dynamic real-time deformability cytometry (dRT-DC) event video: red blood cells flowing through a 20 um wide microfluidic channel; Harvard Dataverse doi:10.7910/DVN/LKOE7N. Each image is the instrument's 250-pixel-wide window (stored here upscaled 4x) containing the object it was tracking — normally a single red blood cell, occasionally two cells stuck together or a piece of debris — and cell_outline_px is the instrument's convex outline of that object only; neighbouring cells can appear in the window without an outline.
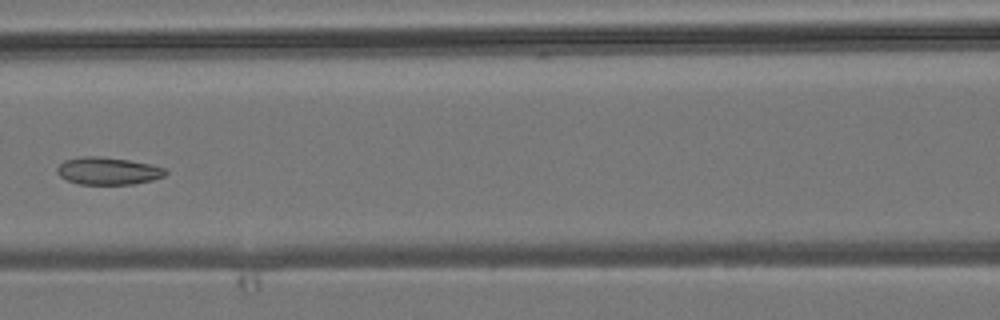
{"species": "common noctule bat (a hibernating species)", "species_latin": "Nyctalus noctula", "temperature_condition": "room temperature", "stored_images_in_passage": 5, "camera_frame_rate_fps": 3000, "um_per_image_px": 0.085, "animal": {"sex": "male", "body_mass_g": 19.2, "forearm_length_mm": 51.8}, "frame": {"image": 1, "passage_image": 4, "time_ms": 3.333, "image_size_px": [1000, 320], "cell_outline_px": [[168, 172], [164, 176], [152, 180], [132, 184], [80, 184], [68, 180], [60, 176], [56, 172], [56, 168], [64, 160], [80, 156], [96, 156], [128, 160], [152, 164], [164, 168]], "centroid_in_image_um": [9.17, 14.52], "position_along_channel_um": 157.4, "area_um2": 17.28}}
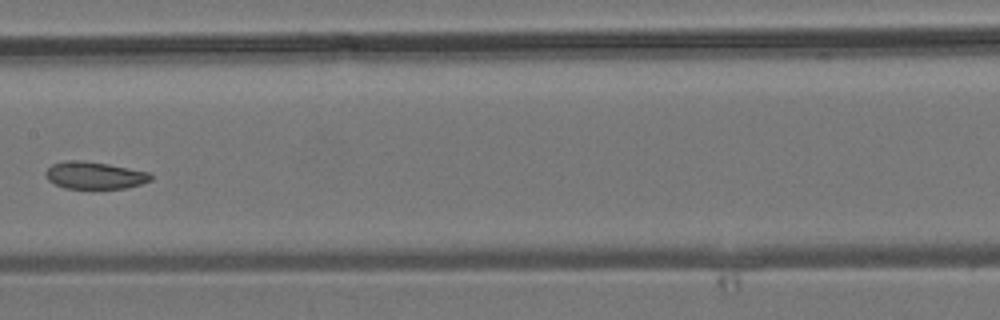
{"frame": {"image": 2, "passage_image": 5, "time_ms": 4.333, "image_size_px": [1000, 320], "cell_outline_px": [[152, 180], [140, 184], [124, 188], [64, 188], [48, 180], [44, 172], [52, 164], [64, 160], [80, 160], [108, 164], [152, 172]], "centroid_in_image_um": [8.05, 14.89], "position_along_channel_um": 199.4, "area_um2": 16.7}}